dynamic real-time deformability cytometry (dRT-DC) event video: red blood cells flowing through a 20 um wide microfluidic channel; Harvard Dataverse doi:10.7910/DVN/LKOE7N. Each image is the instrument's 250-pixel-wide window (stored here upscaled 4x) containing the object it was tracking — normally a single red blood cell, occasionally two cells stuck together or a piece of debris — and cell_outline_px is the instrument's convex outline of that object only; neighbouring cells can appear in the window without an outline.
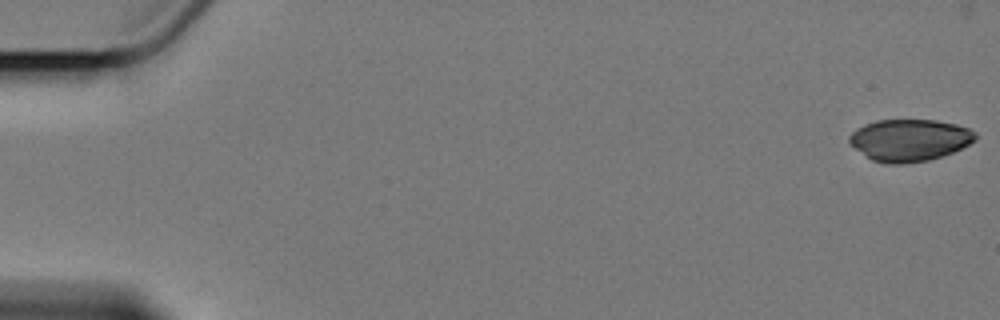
{"species": "Egyptian fruit bat (a non-hibernating species)", "species_latin": "Rousettus aegyptiacus", "temperature_condition": "cold", "stored_images_in_passage": 5, "camera_frame_rate_fps": 3000, "um_per_image_px": 0.085, "animal": {"sex": "female"}, "frame": {"image": 1, "passage_image": 1, "time_ms": 0.0, "image_size_px": [1000, 320], "cell_outline_px": [[980, 136], [976, 140], [952, 152], [928, 160], [904, 164], [888, 164], [872, 160], [856, 148], [848, 140], [848, 136], [856, 128], [864, 124], [876, 120], [936, 120], [956, 124], [968, 128], [976, 132]], "centroid_in_image_um": [77.32, 11.9], "position_along_channel_um": 7.7, "area_um2": 30.81}}
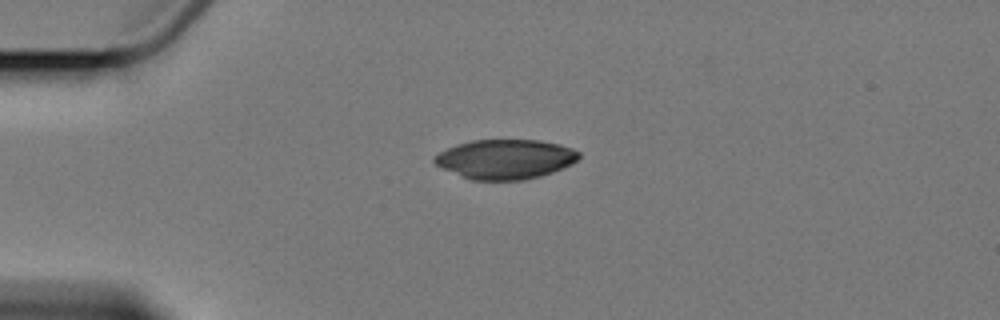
{"frame": {"image": 2, "passage_image": 5, "time_ms": 4.667, "image_size_px": [1000, 320], "cell_outline_px": [[580, 156], [572, 164], [552, 172], [540, 176], [524, 180], [472, 180], [440, 168], [432, 160], [440, 152], [448, 148], [472, 140], [540, 140], [560, 144], [572, 148], [580, 152]], "centroid_in_image_um": [42.97, 13.53], "position_along_channel_um": 42.0, "area_um2": 33.23}}